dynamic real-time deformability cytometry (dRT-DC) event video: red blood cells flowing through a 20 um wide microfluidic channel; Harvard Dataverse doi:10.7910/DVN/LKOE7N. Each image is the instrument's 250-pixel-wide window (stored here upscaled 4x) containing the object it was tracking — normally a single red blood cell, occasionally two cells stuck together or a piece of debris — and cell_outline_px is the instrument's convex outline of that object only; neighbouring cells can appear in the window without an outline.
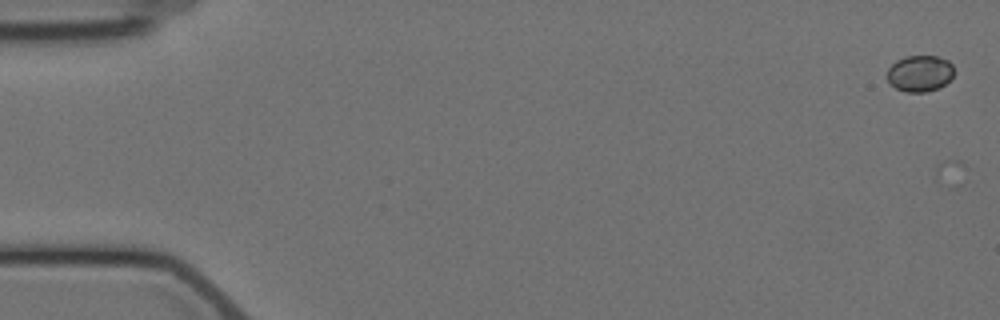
{"species": "Egyptian fruit bat (a non-hibernating species)", "species_latin": "Rousettus aegyptiacus", "temperature_condition": "cold", "stored_images_in_passage": 5, "camera_frame_rate_fps": 3000, "um_per_image_px": 0.085, "animal": {"sex": "female"}, "frame": {"image": 1, "passage_image": 1, "time_ms": 0.0, "image_size_px": [1000, 320], "cell_outline_px": [[956, 72], [940, 88], [924, 92], [908, 92], [896, 88], [884, 76], [888, 68], [896, 60], [904, 56], [936, 56], [948, 60], [952, 64]], "centroid_in_image_um": [78.18, 6.23], "position_along_channel_um": 6.8, "area_um2": 14.33}}
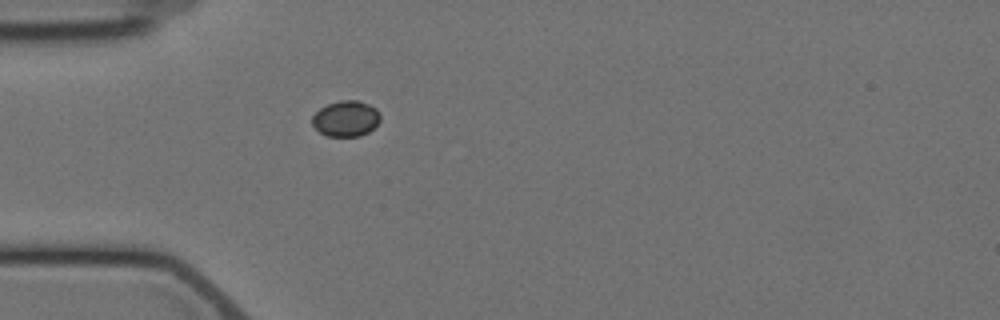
{"frame": {"image": 2, "passage_image": 5, "time_ms": 5.333, "image_size_px": [1000, 320], "cell_outline_px": [[380, 120], [368, 132], [360, 136], [328, 136], [320, 132], [312, 124], [312, 116], [320, 108], [328, 104], [340, 100], [360, 100], [376, 108], [380, 116]], "centroid_in_image_um": [29.4, 10.07], "position_along_channel_um": 55.6, "area_um2": 14.1}}